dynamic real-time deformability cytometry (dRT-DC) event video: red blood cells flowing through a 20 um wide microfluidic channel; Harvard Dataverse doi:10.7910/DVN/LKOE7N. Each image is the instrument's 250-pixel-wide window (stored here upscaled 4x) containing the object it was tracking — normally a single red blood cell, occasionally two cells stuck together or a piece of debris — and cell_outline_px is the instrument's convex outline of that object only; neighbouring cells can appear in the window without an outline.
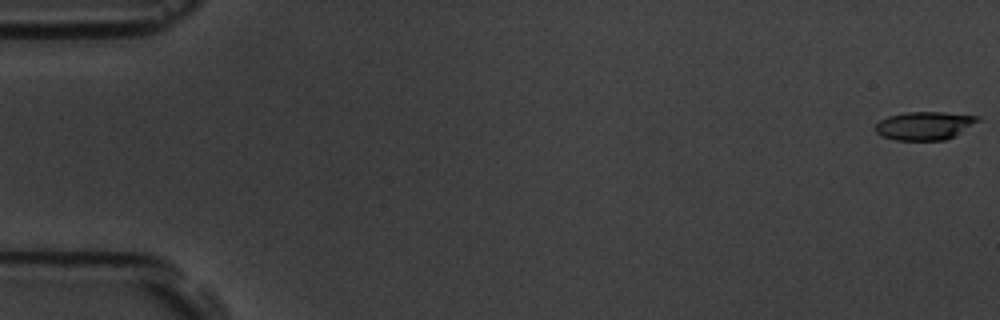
{"species": "common noctule bat (a hibernating species)", "species_latin": "Nyctalus noctula", "temperature_condition": "room temperature", "stored_images_in_passage": 5, "camera_frame_rate_fps": 3000, "um_per_image_px": 0.085, "animal": {"sex": "male", "body_mass_g": 19.5, "forearm_length_mm": 54.6}, "frame": {"image": 1, "passage_image": 1, "time_ms": 0.0, "image_size_px": [1000, 320], "cell_outline_px": [[980, 120], [956, 136], [944, 140], [896, 140], [884, 136], [876, 132], [872, 128], [880, 120], [888, 116], [904, 112], [944, 112], [980, 116]], "centroid_in_image_um": [78.59, 10.68], "position_along_channel_um": 6.4, "area_um2": 16.99}}